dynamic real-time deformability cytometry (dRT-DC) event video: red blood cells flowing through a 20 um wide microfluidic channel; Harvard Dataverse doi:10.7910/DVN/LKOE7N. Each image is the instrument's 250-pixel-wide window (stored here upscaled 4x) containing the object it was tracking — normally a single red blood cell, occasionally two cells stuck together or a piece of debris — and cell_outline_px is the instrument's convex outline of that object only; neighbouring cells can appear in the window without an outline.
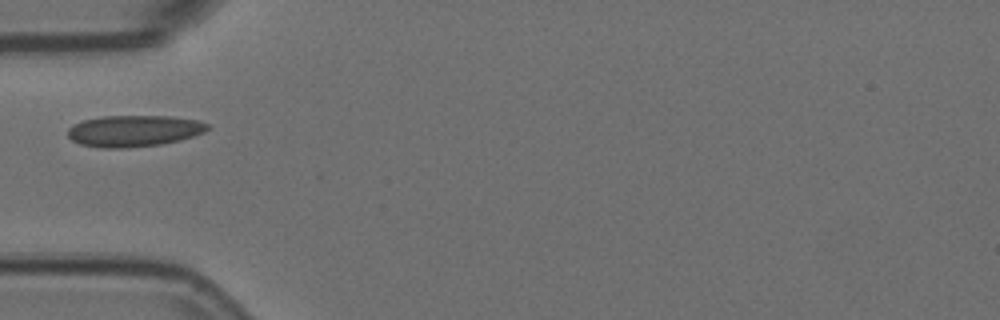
{"species": "Egyptian fruit bat (a non-hibernating species)", "species_latin": "Rousettus aegyptiacus", "temperature_condition": "room temperature", "stored_images_in_passage": 7, "camera_frame_rate_fps": 3000, "um_per_image_px": 0.085, "animal": {"sex": "female"}, "frame": {"image": 1, "passage_image": 1, "time_ms": 0.0, "image_size_px": [1000, 320], "cell_outline_px": [[208, 128], [204, 132], [180, 140], [160, 144], [124, 148], [100, 148], [80, 144], [72, 140], [68, 136], [68, 128], [72, 124], [80, 120], [100, 116], [172, 116], [200, 120], [208, 124]], "centroid_in_image_um": [11.35, 11.11], "position_along_channel_um": 73.7, "area_um2": 25.78}}
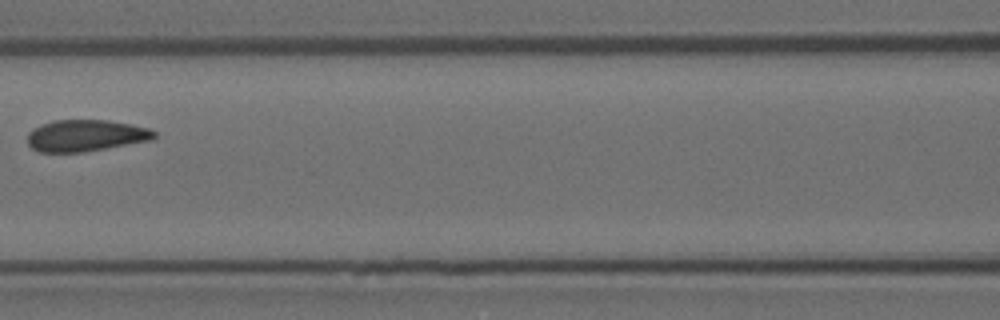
{"frame": {"image": 2, "passage_image": 3, "time_ms": 0.667, "image_size_px": [1000, 320], "cell_outline_px": [[156, 136], [152, 140], [84, 152], [40, 152], [32, 148], [28, 144], [28, 132], [32, 128], [40, 124], [52, 120], [108, 120], [132, 124], [148, 128], [156, 132]], "centroid_in_image_um": [7.27, 11.52], "position_along_channel_um": 159.3, "area_um2": 23.52}}
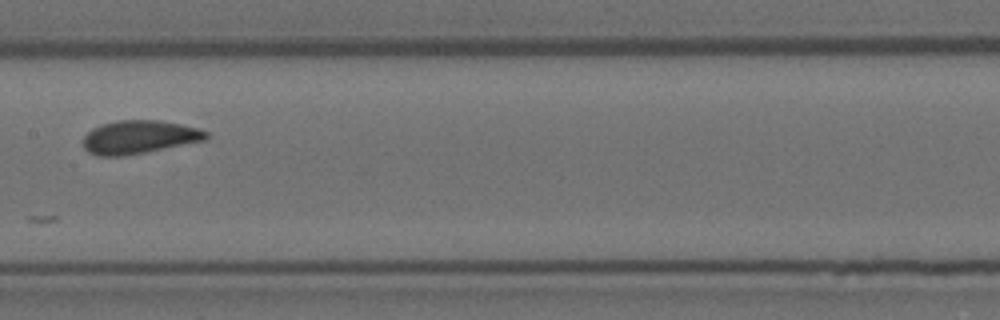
{"frame": {"image": 3, "passage_image": 4, "time_ms": 1.0, "image_size_px": [1000, 320], "cell_outline_px": [[208, 140], [124, 156], [100, 156], [88, 152], [84, 148], [84, 136], [92, 128], [116, 120], [160, 120], [180, 124], [196, 128], [208, 132]], "centroid_in_image_um": [11.84, 11.65], "position_along_channel_um": 195.6, "area_um2": 23.81}}